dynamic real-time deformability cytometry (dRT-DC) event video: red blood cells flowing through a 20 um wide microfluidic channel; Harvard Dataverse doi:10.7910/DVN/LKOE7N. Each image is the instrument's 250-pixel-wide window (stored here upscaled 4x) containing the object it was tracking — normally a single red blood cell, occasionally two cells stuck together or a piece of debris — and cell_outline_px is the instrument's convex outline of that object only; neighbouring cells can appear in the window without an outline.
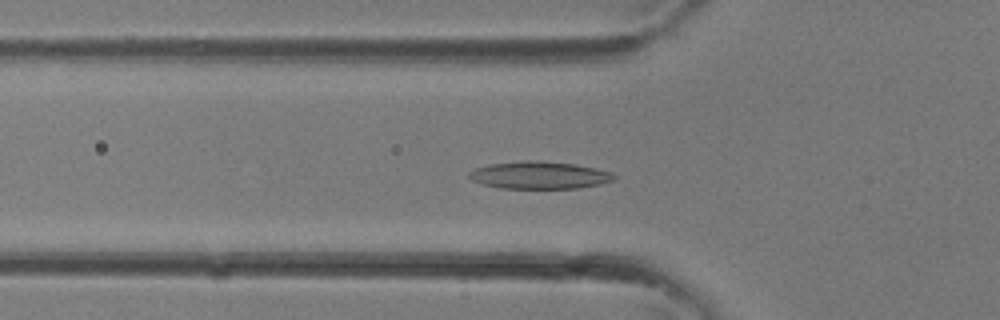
{"species": "common noctule bat (a hibernating species)", "species_latin": "Nyctalus noctula", "temperature_condition": "room temperature", "stored_images_in_passage": 18, "camera_frame_rate_fps": 3000, "um_per_image_px": 0.085, "animal": {"sex": "female"}, "frame": {"image": 1, "passage_image": 11, "time_ms": 3.333, "image_size_px": [1000, 320], "cell_outline_px": [[616, 176], [612, 180], [600, 184], [576, 188], [500, 188], [484, 184], [472, 180], [468, 176], [468, 172], [476, 168], [488, 164], [528, 160], [544, 160], [576, 164], [596, 168], [612, 172]], "centroid_in_image_um": [45.85, 14.87], "position_along_channel_um": 80.0, "area_um2": 23.18}}
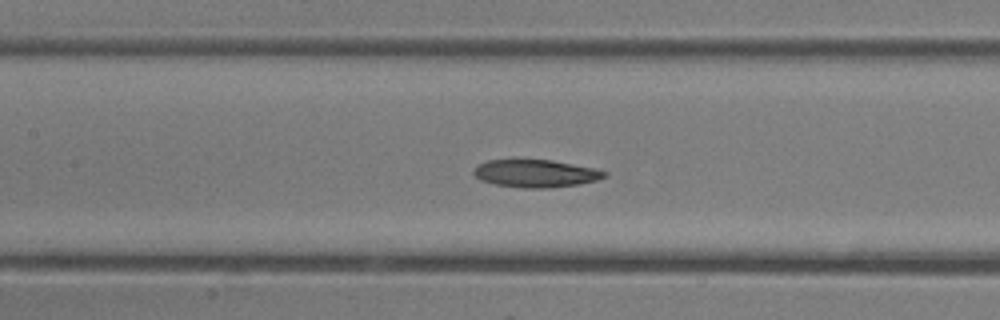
{"frame": {"image": 2, "passage_image": 15, "time_ms": 4.667, "image_size_px": [1000, 320], "cell_outline_px": [[608, 176], [596, 180], [580, 184], [552, 188], [524, 188], [496, 184], [480, 180], [472, 172], [480, 164], [488, 160], [512, 156], [552, 160], [592, 168], [608, 172]], "centroid_in_image_um": [45.49, 14.7], "position_along_channel_um": 161.9, "area_um2": 21.79}}
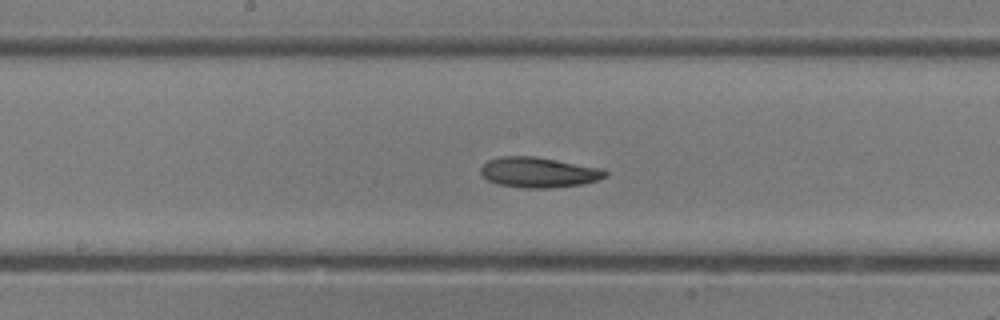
{"frame": {"image": 3, "passage_image": 17, "time_ms": 5.333, "image_size_px": [1000, 320], "cell_outline_px": [[608, 176], [596, 180], [580, 184], [552, 188], [524, 188], [496, 184], [488, 180], [480, 172], [480, 168], [488, 160], [500, 156], [536, 156], [604, 168], [608, 172]], "centroid_in_image_um": [45.8, 14.64], "position_along_channel_um": 202.4, "area_um2": 22.2}}